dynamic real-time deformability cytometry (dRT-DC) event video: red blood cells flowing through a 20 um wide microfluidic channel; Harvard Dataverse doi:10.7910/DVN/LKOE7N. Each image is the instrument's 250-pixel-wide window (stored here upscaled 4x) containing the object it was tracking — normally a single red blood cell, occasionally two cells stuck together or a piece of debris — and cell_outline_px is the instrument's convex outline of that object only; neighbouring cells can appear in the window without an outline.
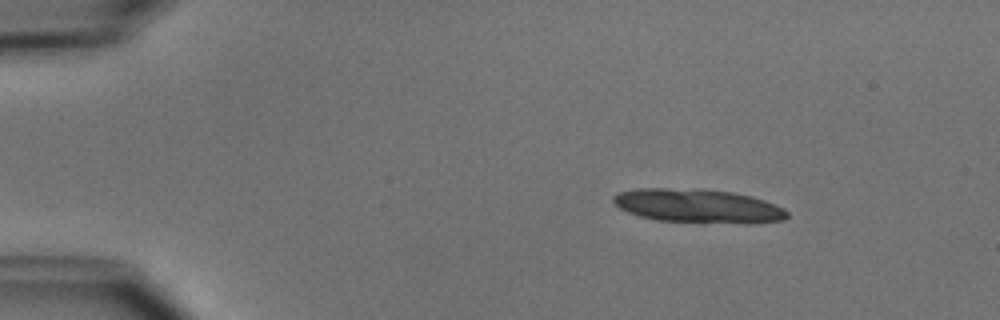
{"species": "common noctule bat (a hibernating species)", "species_latin": "Nyctalus noctula", "temperature_condition": "cold", "stored_images_in_passage": 4, "camera_frame_rate_fps": 3000, "um_per_image_px": 0.085, "animal": {"sex": "male", "body_mass_g": 15.6}, "frame": {"image": 1, "passage_image": 2, "time_ms": 1.333, "image_size_px": [1000, 320], "cell_outline_px": [[788, 216], [784, 220], [656, 220], [640, 216], [628, 212], [620, 208], [612, 200], [612, 196], [616, 192], [636, 188], [700, 188], [732, 192], [752, 196], [764, 200], [784, 208], [788, 212]], "centroid_in_image_um": [59.18, 17.42], "position_along_channel_um": 25.8, "area_um2": 32.77}}